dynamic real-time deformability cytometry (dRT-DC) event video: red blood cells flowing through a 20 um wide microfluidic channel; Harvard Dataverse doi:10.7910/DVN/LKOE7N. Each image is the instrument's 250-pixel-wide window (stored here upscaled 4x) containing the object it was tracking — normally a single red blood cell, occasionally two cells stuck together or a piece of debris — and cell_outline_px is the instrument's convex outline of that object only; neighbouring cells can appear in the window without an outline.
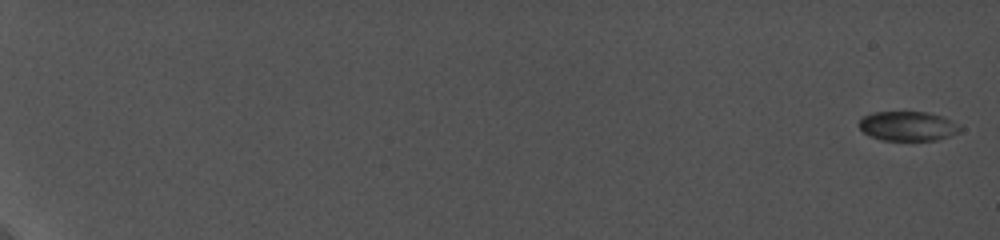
{"species": "common noctule bat (a hibernating species)", "species_latin": "Nyctalus noctula", "temperature_condition": "cold", "stored_images_in_passage": 38, "camera_frame_rate_fps": 5000, "um_per_image_px": 0.085, "animal": {"sex": "female", "body_mass_g": 19.0, "forearm_length_mm": 56.7}, "frame": {"image": 1, "passage_image": 1, "time_ms": 0.0, "image_size_px": [1000, 240], "cell_outline_px": [[964, 128], [960, 132], [936, 140], [880, 140], [868, 136], [860, 128], [860, 120], [864, 116], [872, 112], [928, 112], [944, 116]], "centroid_in_image_um": [77.19, 10.72], "position_along_channel_um": 7.8, "area_um2": 17.46}}
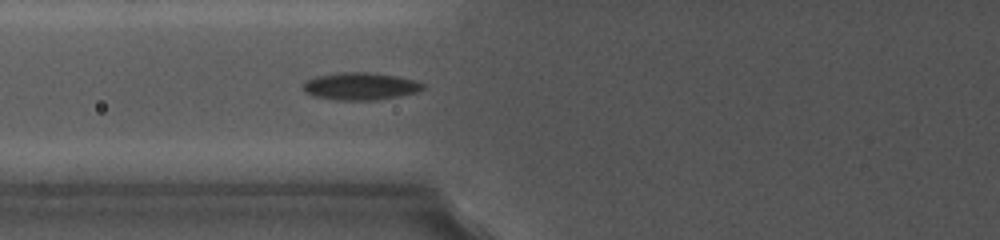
{"frame": {"image": 2, "passage_image": 15, "time_ms": 9.2, "image_size_px": [1000, 240], "cell_outline_px": [[424, 88], [416, 92], [400, 96], [376, 100], [336, 100], [312, 96], [304, 92], [304, 80], [316, 76], [336, 72], [368, 72], [396, 76], [416, 80], [424, 84]], "centroid_in_image_um": [30.6, 7.33], "position_along_channel_um": 95.2, "area_um2": 19.31}}
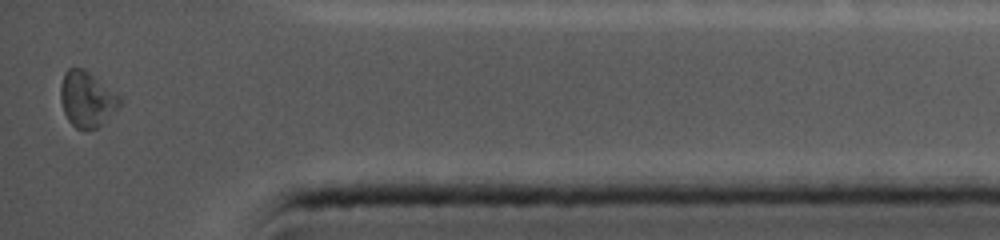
{"frame": {"image": 3, "passage_image": 37, "time_ms": 18.2, "image_size_px": [1000, 240], "cell_outline_px": [[124, 100], [96, 128], [84, 132], [76, 128], [68, 120], [64, 112], [60, 100], [60, 88], [64, 72], [68, 68], [84, 68], [120, 96]], "centroid_in_image_um": [7.35, 8.43], "position_along_channel_um": 427.8, "area_um2": 19.07}}